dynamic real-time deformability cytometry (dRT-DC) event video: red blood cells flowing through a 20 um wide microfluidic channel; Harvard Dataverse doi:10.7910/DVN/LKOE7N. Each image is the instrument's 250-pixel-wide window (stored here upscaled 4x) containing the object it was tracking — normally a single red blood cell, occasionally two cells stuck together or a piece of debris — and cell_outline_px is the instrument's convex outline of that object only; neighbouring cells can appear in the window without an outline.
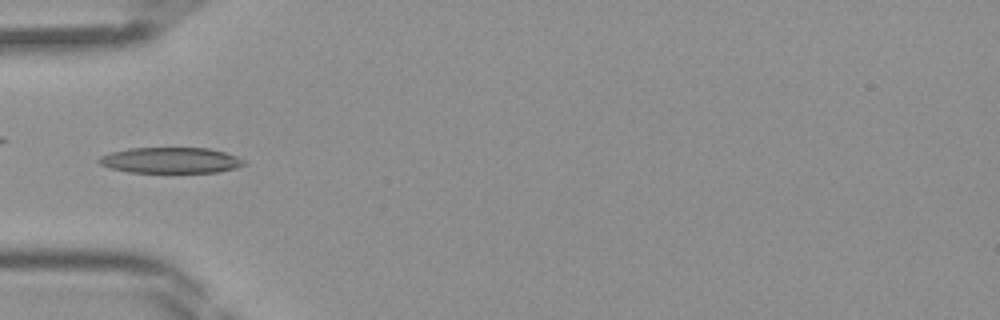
{"species": "Egyptian fruit bat (a non-hibernating species)", "species_latin": "Rousettus aegyptiacus", "temperature_condition": "room temperature", "stored_images_in_passage": 36, "camera_frame_rate_fps": 3000, "um_per_image_px": 0.085, "frame": {"image": 1, "passage_image": 7, "time_ms": 2.0, "image_size_px": [1000, 320], "cell_outline_px": [[248, 164], [236, 168], [216, 172], [128, 172], [112, 168], [100, 164], [96, 160], [100, 156], [112, 152], [128, 148], [208, 148], [224, 152], [236, 156], [244, 160]], "centroid_in_image_um": [14.52, 13.62], "position_along_channel_um": 70.5, "area_um2": 21.73}}
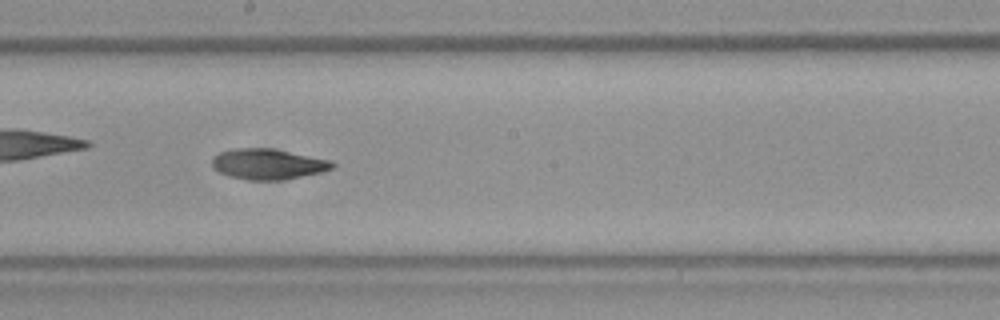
{"frame": {"image": 2, "passage_image": 17, "time_ms": 5.333, "image_size_px": [1000, 320], "cell_outline_px": [[336, 164], [332, 168], [320, 172], [280, 180], [248, 180], [228, 176], [220, 172], [212, 164], [212, 156], [220, 152], [232, 148], [272, 148], [332, 160]], "centroid_in_image_um": [22.76, 13.93], "position_along_channel_um": 225.4, "area_um2": 21.39}}
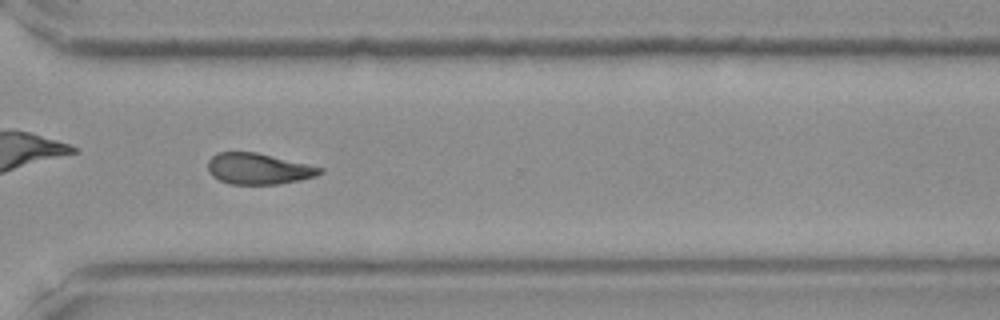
{"frame": {"image": 3, "passage_image": 25, "time_ms": 8.0, "image_size_px": [1000, 320], "cell_outline_px": [[324, 172], [316, 176], [300, 180], [280, 184], [232, 184], [220, 180], [212, 176], [208, 172], [208, 160], [216, 152], [256, 152], [308, 164], [324, 168]], "centroid_in_image_um": [21.97, 14.34], "position_along_channel_um": 348.6, "area_um2": 20.35}}